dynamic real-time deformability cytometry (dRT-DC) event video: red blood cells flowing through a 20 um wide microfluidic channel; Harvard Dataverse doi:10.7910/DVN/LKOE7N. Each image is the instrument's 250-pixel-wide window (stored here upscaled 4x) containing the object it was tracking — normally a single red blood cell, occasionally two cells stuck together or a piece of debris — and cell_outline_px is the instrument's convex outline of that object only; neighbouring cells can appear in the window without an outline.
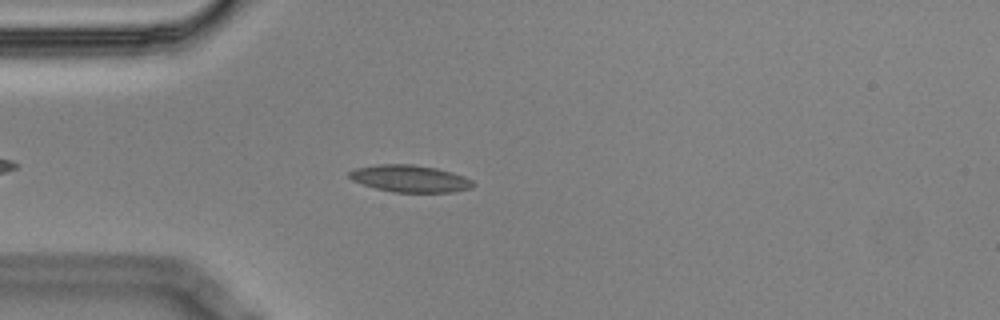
{"species": "Egyptian fruit bat (a non-hibernating species)", "species_latin": "Rousettus aegyptiacus", "temperature_condition": "cold", "stored_images_in_passage": 5, "camera_frame_rate_fps": 3000, "um_per_image_px": 0.085, "animal": {"sex": "male"}, "frame": {"image": 1, "passage_image": 4, "time_ms": 1.0, "image_size_px": [1000, 320], "cell_outline_px": [[476, 184], [472, 188], [452, 192], [392, 192], [376, 188], [352, 180], [348, 176], [348, 172], [356, 168], [380, 164], [412, 164], [436, 168], [452, 172], [464, 176], [472, 180]], "centroid_in_image_um": [34.87, 15.18], "position_along_channel_um": 50.1, "area_um2": 19.48}}